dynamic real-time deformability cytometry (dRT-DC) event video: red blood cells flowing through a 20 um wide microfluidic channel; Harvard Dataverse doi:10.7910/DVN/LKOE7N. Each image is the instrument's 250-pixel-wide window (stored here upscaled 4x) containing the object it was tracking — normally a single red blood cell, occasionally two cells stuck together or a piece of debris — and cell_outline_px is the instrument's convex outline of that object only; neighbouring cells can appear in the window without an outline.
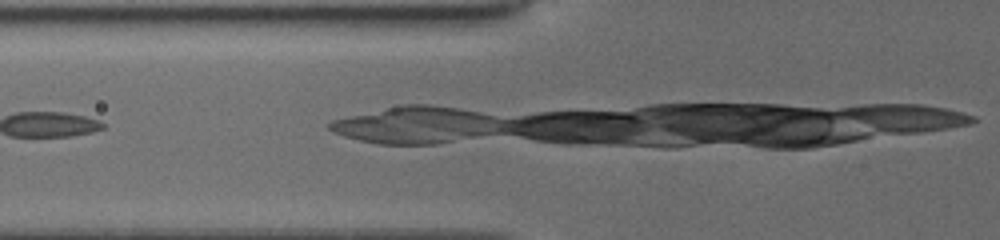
{"species": "common noctule bat (a hibernating species)", "species_latin": "Nyctalus noctula", "temperature_condition": "cold", "stored_images_in_passage": 15, "camera_frame_rate_fps": 3000, "um_per_image_px": 0.085, "animal": {"sex": "female", "body_mass_g": 19.5, "forearm_length_mm": 54.1}, "frame": {"image": 1, "passage_image": 13, "time_ms": 4.0, "image_size_px": [1000, 240], "cell_outline_px": [[640, 120], [616, 140], [556, 140], [532, 136], [512, 132], [512, 120], [532, 116], [556, 112], [612, 112], [636, 116]], "centroid_in_image_um": [48.94, 10.68], "position_along_channel_um": 76.9, "area_um2": 21.21}}